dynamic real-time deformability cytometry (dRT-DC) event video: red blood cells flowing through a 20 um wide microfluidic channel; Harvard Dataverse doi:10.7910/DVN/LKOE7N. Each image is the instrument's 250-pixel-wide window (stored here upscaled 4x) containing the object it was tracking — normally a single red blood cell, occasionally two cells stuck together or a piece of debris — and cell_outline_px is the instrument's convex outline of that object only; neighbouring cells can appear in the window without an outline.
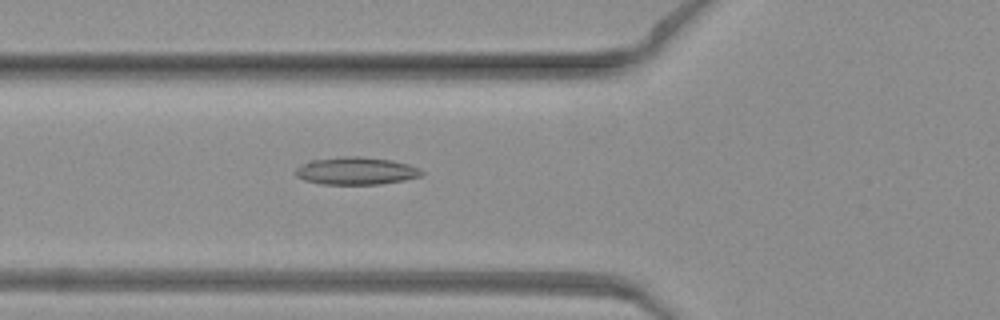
{"species": "common noctule bat (a hibernating species)", "species_latin": "Nyctalus noctula", "temperature_condition": "warm", "stored_images_in_passage": 44, "camera_frame_rate_fps": 3000, "um_per_image_px": 0.085, "animal": {"sex": "female", "body_mass_g": 19.3, "forearm_length_mm": 54.1}, "frame": {"image": 1, "passage_image": 13, "time_ms": 4.0, "image_size_px": [1000, 320], "cell_outline_px": [[424, 172], [420, 176], [404, 180], [380, 184], [320, 184], [304, 180], [296, 176], [296, 168], [308, 160], [340, 156], [360, 156], [392, 160], [408, 164], [420, 168]], "centroid_in_image_um": [30.25, 14.51], "position_along_channel_um": 95.6, "area_um2": 20.4}}
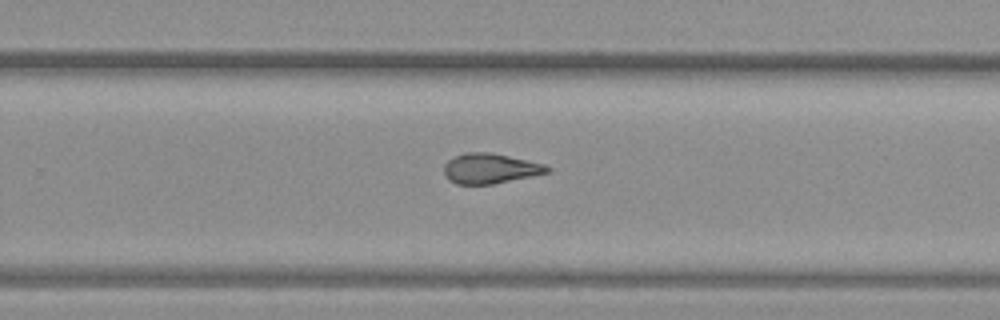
{"frame": {"image": 2, "passage_image": 27, "time_ms": 8.667, "image_size_px": [1000, 320], "cell_outline_px": [[552, 168], [548, 172], [532, 176], [492, 184], [456, 184], [448, 180], [444, 172], [444, 164], [448, 160], [464, 152], [488, 152], [508, 156], [544, 164]], "centroid_in_image_um": [41.64, 14.32], "position_along_channel_um": 288.2, "area_um2": 17.98}}
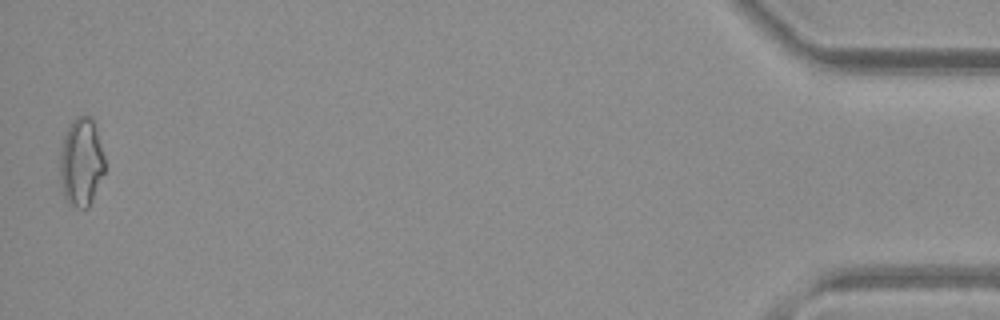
{"frame": {"image": 3, "passage_image": 44, "time_ms": 14.333, "image_size_px": [1000, 320], "cell_outline_px": [[104, 172], [88, 208], [76, 208], [68, 204], [64, 196], [60, 180], [60, 152], [64, 136], [72, 120], [76, 116], [92, 116], [104, 156]], "centroid_in_image_um": [6.89, 13.79], "position_along_channel_um": 428.3, "area_um2": 22.95}}